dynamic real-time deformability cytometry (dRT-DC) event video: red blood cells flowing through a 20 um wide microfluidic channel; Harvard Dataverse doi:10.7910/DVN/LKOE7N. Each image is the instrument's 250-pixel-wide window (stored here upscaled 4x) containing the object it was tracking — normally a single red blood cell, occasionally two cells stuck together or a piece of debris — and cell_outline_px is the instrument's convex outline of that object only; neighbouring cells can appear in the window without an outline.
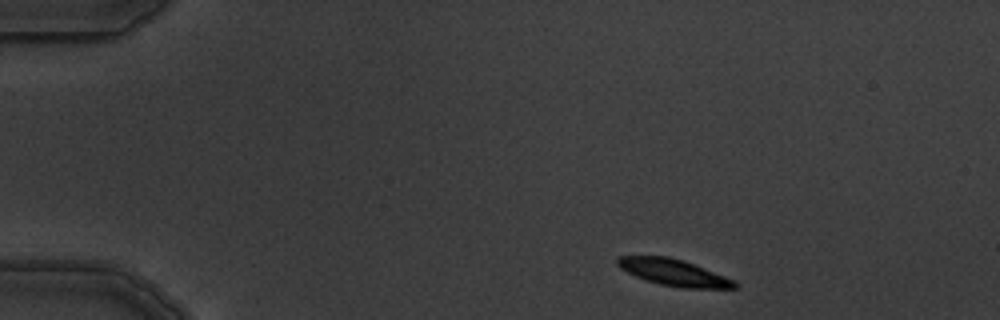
{"species": "common noctule bat (a hibernating species)", "species_latin": "Nyctalus noctula", "temperature_condition": "warm", "stored_images_in_passage": 3, "camera_frame_rate_fps": 3000, "um_per_image_px": 0.085, "animal": {"sex": "male", "body_mass_g": 19.5, "forearm_length_mm": 54.6}, "frame": {"image": 1, "passage_image": 1, "time_ms": 0.0, "image_size_px": [1000, 320], "cell_outline_px": [[740, 288], [684, 288], [660, 284], [644, 280], [620, 268], [616, 264], [616, 256], [668, 256], [684, 260], [736, 280], [740, 284]], "centroid_in_image_um": [57.31, 23.16], "position_along_channel_um": 27.7, "area_um2": 18.32}}